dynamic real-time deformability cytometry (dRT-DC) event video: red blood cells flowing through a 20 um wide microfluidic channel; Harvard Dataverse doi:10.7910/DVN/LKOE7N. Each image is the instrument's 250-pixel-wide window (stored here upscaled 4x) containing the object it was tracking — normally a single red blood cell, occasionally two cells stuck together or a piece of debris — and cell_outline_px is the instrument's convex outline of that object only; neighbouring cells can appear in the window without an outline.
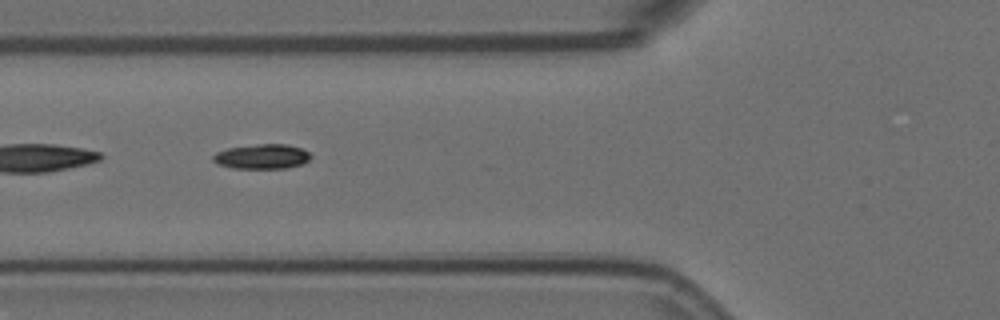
{"species": "Egyptian fruit bat (a non-hibernating species)", "species_latin": "Rousettus aegyptiacus", "temperature_condition": "room temperature", "stored_images_in_passage": 6, "segment_of_instrument_passage": [2, 2], "camera_frame_rate_fps": 3000, "um_per_image_px": 0.085, "animal": {"sex": "female"}, "frame": {"image": 1, "passage_image": 5, "time_ms": 1.333, "image_size_px": [1000, 320], "cell_outline_px": [[312, 156], [308, 160], [300, 164], [288, 168], [232, 168], [216, 164], [212, 160], [212, 156], [216, 152], [228, 148], [256, 144], [288, 144], [300, 148], [308, 152]], "centroid_in_image_um": [22.23, 13.3], "position_along_channel_um": 103.6, "area_um2": 14.1}}